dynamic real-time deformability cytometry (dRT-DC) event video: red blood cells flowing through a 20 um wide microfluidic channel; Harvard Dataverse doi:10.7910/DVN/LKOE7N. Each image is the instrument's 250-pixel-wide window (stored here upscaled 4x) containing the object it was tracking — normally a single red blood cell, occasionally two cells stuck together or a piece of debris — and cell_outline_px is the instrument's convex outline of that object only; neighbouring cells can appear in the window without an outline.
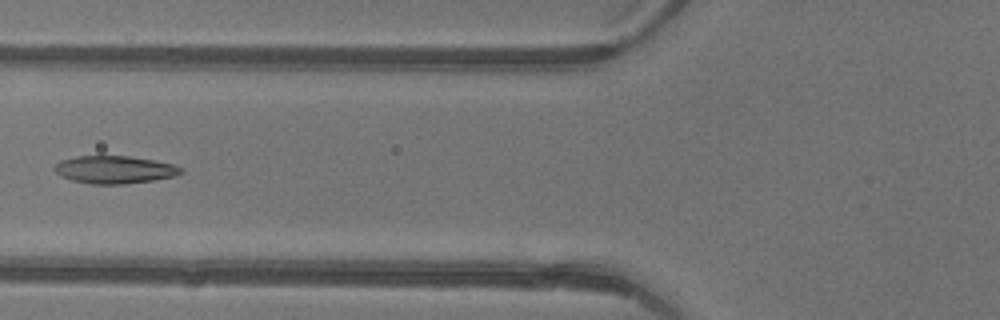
{"species": "common noctule bat (a hibernating species)", "species_latin": "Nyctalus noctula", "temperature_condition": "warm", "stored_images_in_passage": 5, "camera_frame_rate_fps": 3000, "um_per_image_px": 0.085, "animal": {"sex": "female"}, "frame": {"image": 1, "passage_image": 5, "time_ms": 1.333, "image_size_px": [1000, 320], "cell_outline_px": [[184, 172], [176, 176], [152, 180], [124, 184], [92, 184], [72, 180], [60, 176], [52, 168], [60, 160], [76, 156], [128, 156], [152, 160], [172, 164], [184, 168]], "centroid_in_image_um": [9.73, 14.42], "position_along_channel_um": 116.1, "area_um2": 20.4}}